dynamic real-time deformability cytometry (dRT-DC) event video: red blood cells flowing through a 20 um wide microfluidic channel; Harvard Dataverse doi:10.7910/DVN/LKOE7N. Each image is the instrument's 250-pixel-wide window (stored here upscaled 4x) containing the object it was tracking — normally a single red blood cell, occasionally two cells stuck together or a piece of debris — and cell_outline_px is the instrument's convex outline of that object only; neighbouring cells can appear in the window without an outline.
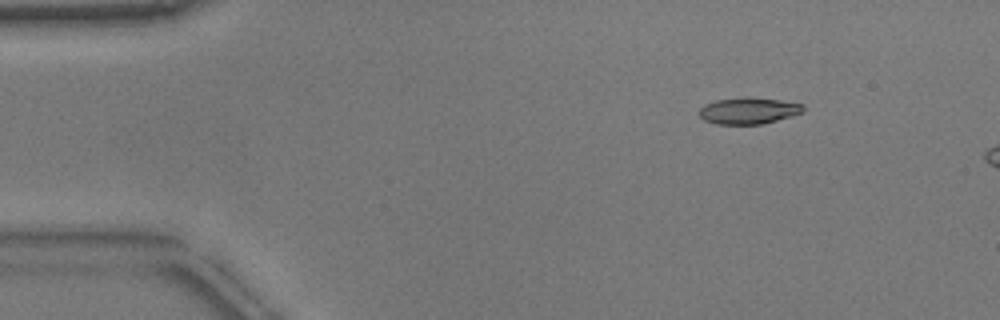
{"species": "common noctule bat (a hibernating species)", "species_latin": "Nyctalus noctula", "temperature_condition": "warm", "stored_images_in_passage": 7, "camera_frame_rate_fps": 3000, "um_per_image_px": 0.085, "animal": {"sex": "male", "body_mass_g": 17.9}, "frame": {"image": 1, "passage_image": 2, "time_ms": 0.333, "image_size_px": [1000, 320], "cell_outline_px": [[804, 112], [792, 116], [760, 124], [716, 124], [704, 120], [700, 116], [700, 108], [704, 104], [716, 100], [780, 100], [804, 104]], "centroid_in_image_um": [63.64, 9.46], "position_along_channel_um": 21.4, "area_um2": 15.2}}